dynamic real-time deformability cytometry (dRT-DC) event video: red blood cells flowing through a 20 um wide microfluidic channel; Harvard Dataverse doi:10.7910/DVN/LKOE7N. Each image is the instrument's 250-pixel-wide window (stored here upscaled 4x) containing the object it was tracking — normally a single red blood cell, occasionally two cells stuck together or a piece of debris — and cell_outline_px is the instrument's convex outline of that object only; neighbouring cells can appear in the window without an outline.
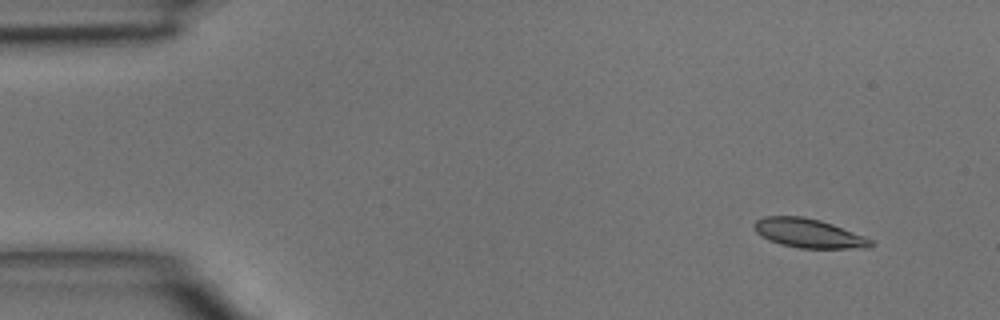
{"species": "common noctule bat (a hibernating species)", "species_latin": "Nyctalus noctula", "temperature_condition": "room temperature", "stored_images_in_passage": 3, "camera_frame_rate_fps": 3000, "um_per_image_px": 0.085, "animal": {"sex": "male", "body_mass_g": 15.6}, "frame": {"image": 1, "passage_image": 1, "time_ms": 0.0, "image_size_px": [1000, 320], "cell_outline_px": [[876, 244], [872, 248], [800, 248], [780, 244], [760, 236], [752, 228], [752, 224], [756, 220], [764, 216], [804, 216], [820, 220], [832, 224], [864, 236], [872, 240]], "centroid_in_image_um": [68.72, 19.82], "position_along_channel_um": 16.3, "area_um2": 19.94}}